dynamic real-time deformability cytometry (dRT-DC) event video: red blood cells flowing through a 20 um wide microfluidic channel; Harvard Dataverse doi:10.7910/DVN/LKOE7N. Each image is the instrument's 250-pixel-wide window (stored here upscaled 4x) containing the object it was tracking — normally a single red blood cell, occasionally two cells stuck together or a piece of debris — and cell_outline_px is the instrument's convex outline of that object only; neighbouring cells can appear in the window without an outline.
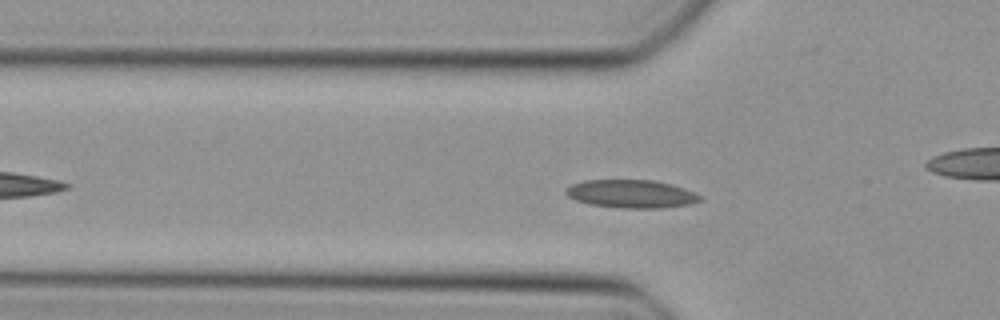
{"species": "Egyptian fruit bat (a non-hibernating species)", "species_latin": "Rousettus aegyptiacus", "temperature_condition": "cold", "stored_images_in_passage": 33, "camera_frame_rate_fps": 3000, "um_per_image_px": 0.085, "animal": {"sex": "female"}, "frame": {"image": 1, "passage_image": 9, "time_ms": 2.667, "image_size_px": [1000, 320], "cell_outline_px": [[704, 200], [688, 204], [660, 208], [624, 208], [588, 204], [576, 200], [568, 196], [564, 192], [572, 184], [584, 180], [652, 180], [672, 184], [684, 188], [700, 196]], "centroid_in_image_um": [53.65, 16.48], "position_along_channel_um": 72.1, "area_um2": 21.85}}
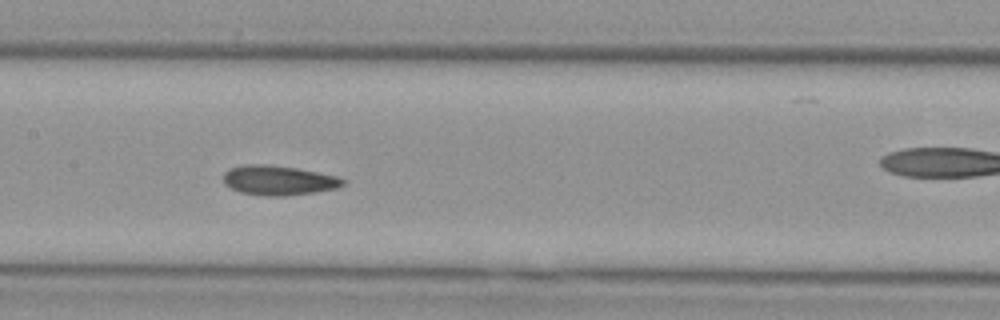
{"frame": {"image": 2, "passage_image": 17, "time_ms": 5.333, "image_size_px": [1000, 320], "cell_outline_px": [[348, 180], [344, 184], [336, 188], [312, 192], [284, 196], [268, 196], [240, 192], [224, 184], [224, 172], [228, 168], [244, 164], [264, 164], [296, 168], [340, 176]], "centroid_in_image_um": [23.68, 15.31], "position_along_channel_um": 183.7, "area_um2": 20.69}}
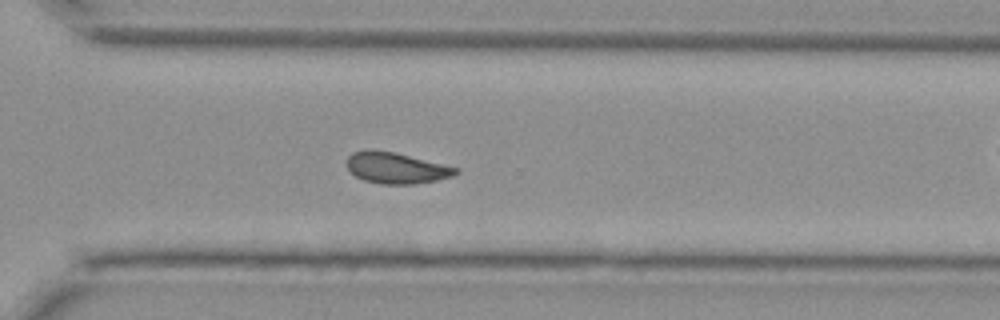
{"frame": {"image": 3, "passage_image": 28, "time_ms": 9.0, "image_size_px": [1000, 320], "cell_outline_px": [[460, 172], [452, 176], [436, 180], [412, 184], [380, 184], [364, 180], [356, 176], [348, 168], [348, 156], [352, 152], [368, 148], [372, 148], [392, 152], [460, 168]], "centroid_in_image_um": [33.67, 14.27], "position_along_channel_um": 336.9, "area_um2": 19.65}}